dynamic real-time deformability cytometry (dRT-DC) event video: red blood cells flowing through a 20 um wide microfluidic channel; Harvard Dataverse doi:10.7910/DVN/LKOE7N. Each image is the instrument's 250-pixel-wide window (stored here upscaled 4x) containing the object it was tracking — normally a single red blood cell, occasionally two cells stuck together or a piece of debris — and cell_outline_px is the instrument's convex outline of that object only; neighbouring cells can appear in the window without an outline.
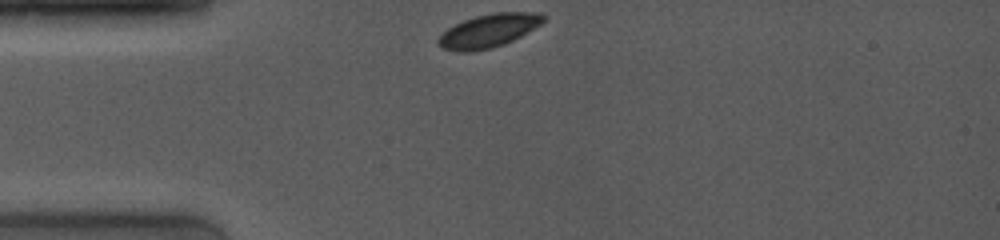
{"species": "common noctule bat (a hibernating species)", "species_latin": "Nyctalus noctula", "temperature_condition": "room temperature", "stored_images_in_passage": 2, "camera_frame_rate_fps": 4000, "um_per_image_px": 0.085, "animal": {"sex": "female", "body_mass_g": 19.0, "forearm_length_mm": 53.3}, "frame": {"image": 1, "passage_image": 1, "time_ms": 0.0, "image_size_px": [1000, 240], "cell_outline_px": [[544, 20], [540, 24], [528, 32], [504, 44], [492, 48], [472, 52], [456, 52], [440, 48], [436, 40], [448, 28], [464, 20], [476, 16], [496, 12], [540, 12], [544, 16]], "centroid_in_image_um": [41.51, 2.63], "position_along_channel_um": 43.5, "area_um2": 20.4}}